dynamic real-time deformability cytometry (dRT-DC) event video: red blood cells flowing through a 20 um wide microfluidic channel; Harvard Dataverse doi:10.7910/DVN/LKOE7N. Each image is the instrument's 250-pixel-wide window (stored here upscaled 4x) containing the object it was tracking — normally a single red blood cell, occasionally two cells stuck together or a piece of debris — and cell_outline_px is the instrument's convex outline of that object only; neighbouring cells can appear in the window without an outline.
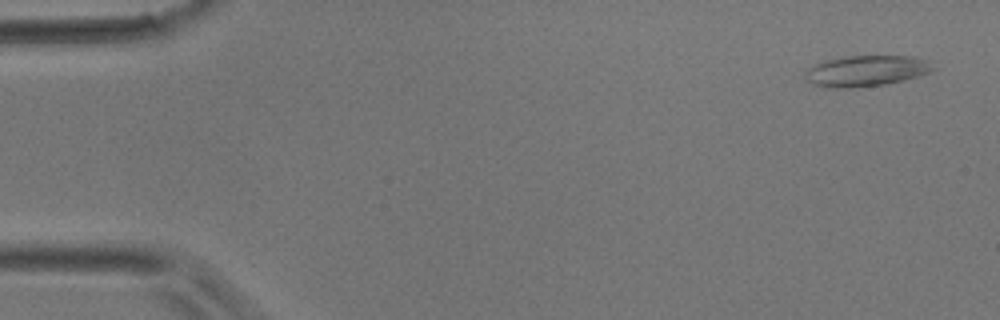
{"species": "common noctule bat (a hibernating species)", "species_latin": "Nyctalus noctula", "temperature_condition": "room temperature", "stored_images_in_passage": 3, "camera_frame_rate_fps": 3000, "um_per_image_px": 0.085, "animal": {"sex": "male", "body_mass_g": 17.9}, "frame": {"image": 1, "passage_image": 1, "time_ms": 0.0, "image_size_px": [1000, 320], "cell_outline_px": [[936, 68], [932, 72], [904, 80], [888, 84], [844, 88], [836, 88], [812, 84], [804, 76], [808, 68], [816, 64], [828, 60], [848, 56], [912, 56], [928, 60]], "centroid_in_image_um": [73.69, 6.02], "position_along_channel_um": 11.3, "area_um2": 22.89}}